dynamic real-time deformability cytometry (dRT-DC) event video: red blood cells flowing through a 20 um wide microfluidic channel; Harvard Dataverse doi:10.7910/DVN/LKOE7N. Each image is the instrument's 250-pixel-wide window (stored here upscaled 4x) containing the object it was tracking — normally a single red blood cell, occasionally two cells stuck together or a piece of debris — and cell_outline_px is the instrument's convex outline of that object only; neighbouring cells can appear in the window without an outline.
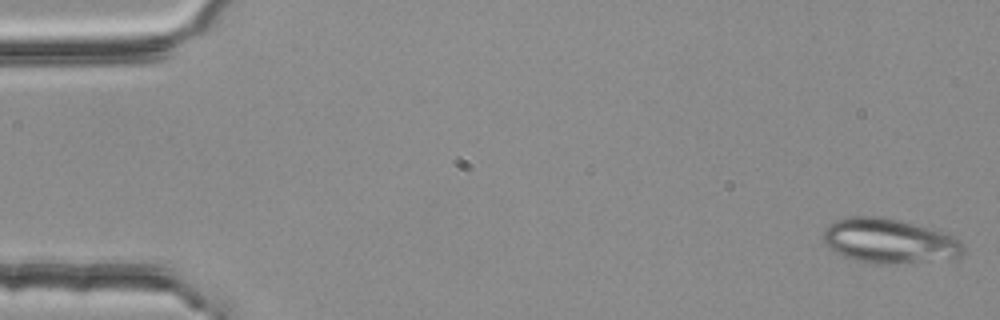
{"species": "common noctule bat (a hibernating species)", "species_latin": "Nyctalus noctula", "temperature_condition": "room temperature", "stored_images_in_passage": 4, "camera_frame_rate_fps": 3000, "um_per_image_px": 0.085, "animal": {"sex": "female", "body_mass_g": 25.1}, "frame": {"image": 1, "passage_image": 1, "time_ms": 0.0, "image_size_px": [1000, 320], "cell_outline_px": [[964, 252], [960, 256], [896, 264], [876, 264], [856, 260], [844, 256], [836, 252], [824, 244], [824, 228], [836, 220], [852, 216], [884, 216], [948, 232], [956, 236], [964, 244]], "centroid_in_image_um": [75.61, 20.46], "position_along_channel_um": 9.4, "area_um2": 36.59}}